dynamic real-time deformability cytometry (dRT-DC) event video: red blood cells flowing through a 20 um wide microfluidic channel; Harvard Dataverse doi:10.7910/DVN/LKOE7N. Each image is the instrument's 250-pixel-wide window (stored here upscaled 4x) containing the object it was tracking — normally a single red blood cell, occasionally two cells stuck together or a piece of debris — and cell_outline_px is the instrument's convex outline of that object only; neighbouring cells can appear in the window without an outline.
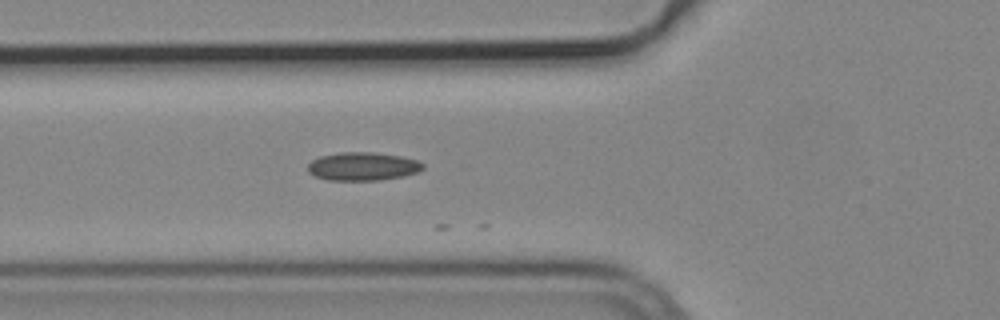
{"species": "common noctule bat (a hibernating species)", "species_latin": "Nyctalus noctula", "temperature_condition": "cold", "stored_images_in_passage": 2, "camera_frame_rate_fps": 3000, "um_per_image_px": 0.085, "animal": {"sex": "male", "body_mass_g": 19.2, "forearm_length_mm": 51.8}, "frame": {"image": 1, "passage_image": 2, "time_ms": 0.333, "image_size_px": [1000, 320], "cell_outline_px": [[424, 168], [416, 172], [404, 176], [380, 180], [328, 180], [316, 176], [308, 172], [308, 164], [312, 160], [320, 156], [340, 152], [372, 152], [400, 156], [416, 160], [424, 164]], "centroid_in_image_um": [30.82, 14.14], "position_along_channel_um": 95.0, "area_um2": 18.9}}